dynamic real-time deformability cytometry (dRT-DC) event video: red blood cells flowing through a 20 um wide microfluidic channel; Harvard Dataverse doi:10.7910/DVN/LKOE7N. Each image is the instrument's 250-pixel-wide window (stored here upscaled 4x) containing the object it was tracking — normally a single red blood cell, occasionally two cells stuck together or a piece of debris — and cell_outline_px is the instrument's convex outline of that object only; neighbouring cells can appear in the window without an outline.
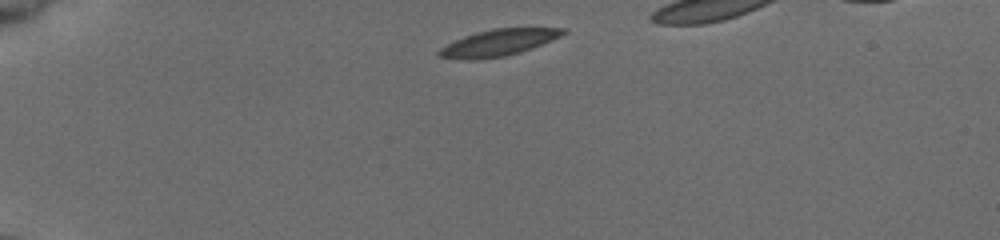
{"species": "common noctule bat (a hibernating species)", "species_latin": "Nyctalus noctula", "temperature_condition": "cold", "stored_images_in_passage": 26, "camera_frame_rate_fps": 3000, "um_per_image_px": 0.085, "animal": {"sex": "female", "body_mass_g": 19.5, "forearm_length_mm": 54.1}, "frame": {"image": 1, "passage_image": 1, "time_ms": 0.0, "image_size_px": [1000, 240], "cell_outline_px": [[568, 32], [552, 40], [532, 48], [520, 52], [504, 56], [476, 60], [468, 60], [436, 56], [436, 52], [440, 48], [464, 36], [476, 32], [492, 28], [568, 28]], "centroid_in_image_um": [42.37, 3.62], "position_along_channel_um": 42.6, "area_um2": 19.19}}
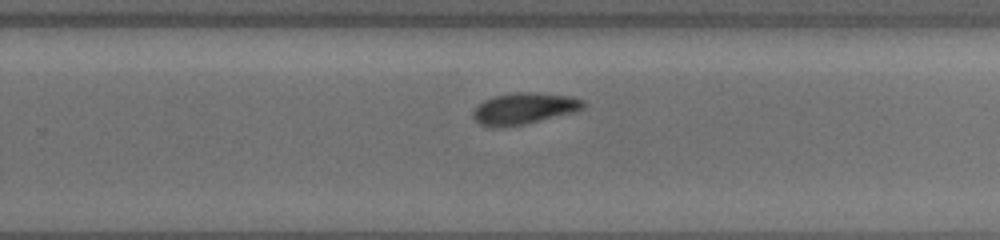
{"frame": {"image": 2, "passage_image": 16, "time_ms": 5.0, "image_size_px": [1000, 240], "cell_outline_px": [[584, 108], [576, 112], [524, 124], [496, 128], [492, 128], [480, 124], [472, 116], [472, 112], [484, 100], [496, 96], [512, 92], [536, 92], [572, 96], [584, 100]], "centroid_in_image_um": [44.57, 9.22], "position_along_channel_um": 285.2, "area_um2": 20.29}}
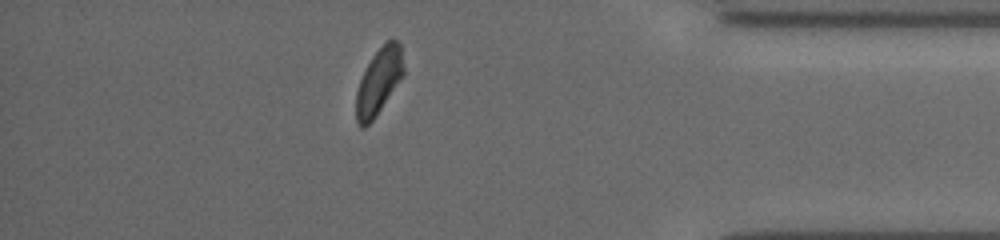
{"frame": {"image": 3, "passage_image": 25, "time_ms": 8.0, "image_size_px": [1000, 240], "cell_outline_px": [[404, 76], [376, 116], [364, 128], [360, 128], [356, 120], [356, 92], [360, 80], [372, 56], [392, 36], [400, 44], [404, 68]], "centroid_in_image_um": [32.21, 6.93], "position_along_channel_um": 403.0, "area_um2": 18.32}}